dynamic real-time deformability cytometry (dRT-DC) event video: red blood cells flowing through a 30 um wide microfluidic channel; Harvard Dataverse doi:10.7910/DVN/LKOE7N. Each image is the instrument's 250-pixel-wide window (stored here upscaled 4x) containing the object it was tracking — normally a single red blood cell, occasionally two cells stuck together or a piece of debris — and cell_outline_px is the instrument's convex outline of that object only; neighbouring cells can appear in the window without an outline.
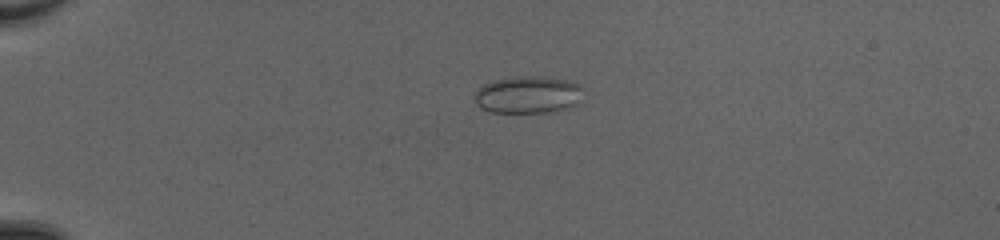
{"species": "common noctule bat (a hibernating species)", "species_latin": "Nyctalus noctula", "temperature_condition": "cold", "stored_images_in_passage": 51, "camera_frame_rate_fps": 3000, "um_per_image_px": 0.085, "animal": {"sex": "female", "body_mass_g": 20.0, "forearm_length_mm": 54.0}, "frame": {"image": 1, "passage_image": 14, "time_ms": 4.333, "image_size_px": [1000, 240], "cell_outline_px": [[584, 100], [568, 108], [548, 112], [492, 112], [480, 108], [476, 104], [476, 92], [484, 84], [496, 80], [516, 76], [540, 76], [568, 80], [576, 84], [580, 88]], "centroid_in_image_um": [44.91, 8.06], "position_along_channel_um": 40.1, "area_um2": 23.47}}
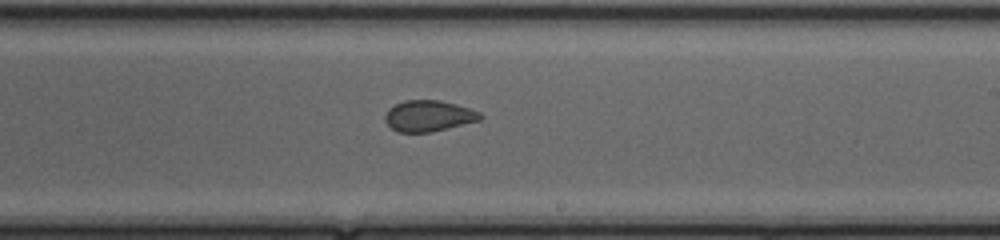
{"frame": {"image": 2, "passage_image": 33, "time_ms": 10.667, "image_size_px": [1000, 240], "cell_outline_px": [[484, 116], [480, 120], [428, 132], [396, 132], [384, 120], [384, 116], [388, 108], [404, 100], [440, 100], [456, 104], [480, 112]], "centroid_in_image_um": [36.4, 9.84], "position_along_channel_um": 252.6, "area_um2": 17.11}}
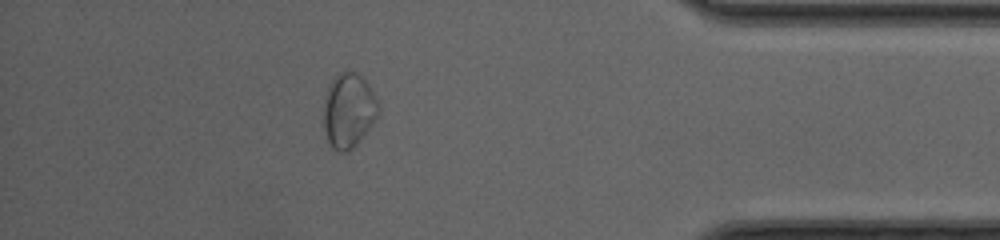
{"frame": {"image": 3, "passage_image": 46, "time_ms": 15.0, "image_size_px": [1000, 240], "cell_outline_px": [[380, 112], [372, 124], [356, 144], [352, 148], [344, 152], [340, 152], [332, 148], [328, 140], [324, 128], [324, 96], [332, 80], [340, 72], [356, 72], [368, 84], [380, 108]], "centroid_in_image_um": [29.62, 9.39], "position_along_channel_um": 405.6, "area_um2": 23.41}, "authors_computed_cell_mechanics": {"area_um2": 21.5016, "velocity_mm_per_s": 4.218, "shape_relaxation_time_tau1_ms": null, "shape_relaxation_time_tau2_ms": 0.9044, "deformation_change_tau1": null, "deformation_change_tau2": 0.0573}}